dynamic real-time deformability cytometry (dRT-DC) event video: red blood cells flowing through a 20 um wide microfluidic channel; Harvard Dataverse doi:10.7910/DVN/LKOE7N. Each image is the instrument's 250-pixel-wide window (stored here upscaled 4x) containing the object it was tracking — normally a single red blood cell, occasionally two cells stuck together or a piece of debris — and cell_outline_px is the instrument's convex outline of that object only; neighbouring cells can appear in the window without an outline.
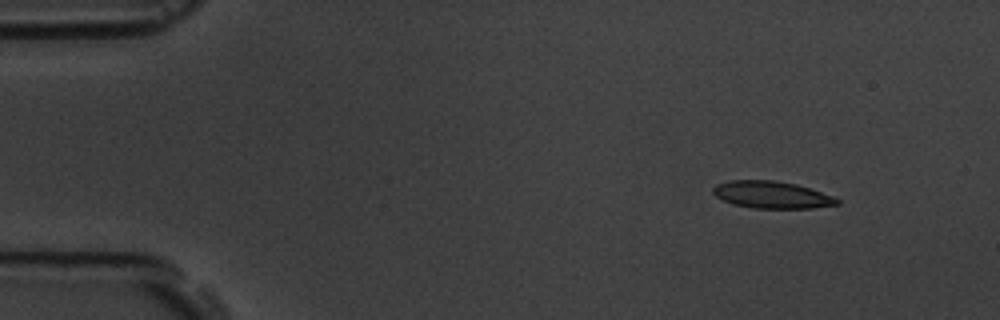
{"species": "common noctule bat (a hibernating species)", "species_latin": "Nyctalus noctula", "temperature_condition": "room temperature", "stored_images_in_passage": 4, "camera_frame_rate_fps": 3000, "um_per_image_px": 0.085, "animal": {"sex": "male", "body_mass_g": 19.5, "forearm_length_mm": 54.6}, "frame": {"image": 1, "passage_image": 1, "time_ms": 0.0, "image_size_px": [1000, 320], "cell_outline_px": [[840, 204], [812, 208], [752, 208], [732, 204], [716, 196], [712, 192], [712, 188], [716, 184], [728, 180], [772, 180], [796, 184], [832, 196], [840, 200]], "centroid_in_image_um": [65.56, 16.56], "position_along_channel_um": 19.4, "area_um2": 19.54}}